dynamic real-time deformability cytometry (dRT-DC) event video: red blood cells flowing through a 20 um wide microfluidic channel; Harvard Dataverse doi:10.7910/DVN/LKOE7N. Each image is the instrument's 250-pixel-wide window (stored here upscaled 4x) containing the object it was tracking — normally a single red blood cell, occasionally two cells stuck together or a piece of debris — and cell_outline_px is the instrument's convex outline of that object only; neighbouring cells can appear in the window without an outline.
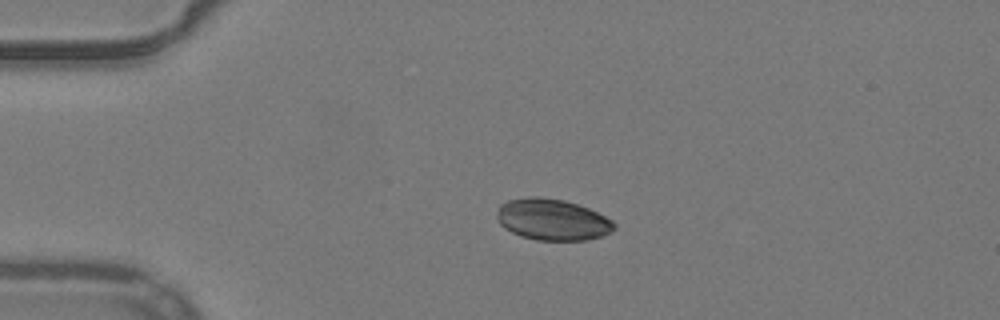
{"species": "common noctule bat (a hibernating species)", "species_latin": "Nyctalus noctula", "temperature_condition": "warm", "stored_images_in_passage": 41, "camera_frame_rate_fps": 3000, "um_per_image_px": 0.085, "animal": {"sex": "male", "body_mass_g": 19.2, "forearm_length_mm": 51.8}, "frame": {"image": 1, "passage_image": 1, "time_ms": 0.0, "image_size_px": [1000, 320], "cell_outline_px": [[616, 228], [612, 232], [588, 240], [536, 240], [520, 236], [504, 228], [500, 224], [496, 216], [496, 212], [500, 204], [508, 200], [528, 196], [536, 196], [564, 200], [588, 208], [612, 220], [616, 224]], "centroid_in_image_um": [46.93, 18.66], "position_along_channel_um": 38.1, "area_um2": 28.38}}
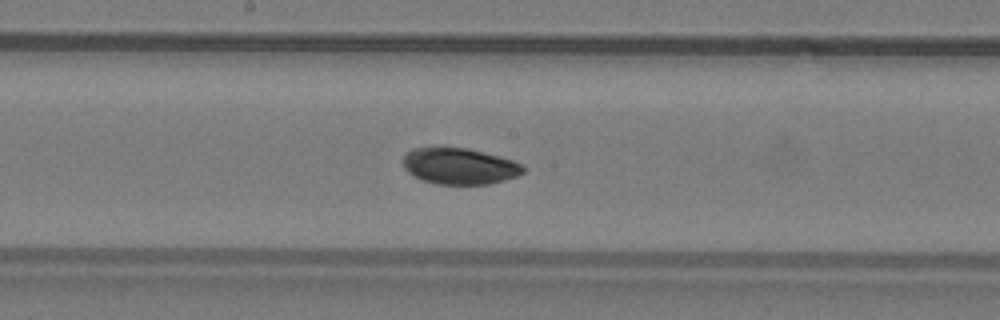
{"frame": {"image": 2, "passage_image": 17, "time_ms": 5.333, "image_size_px": [1000, 320], "cell_outline_px": [[524, 172], [516, 176], [504, 180], [488, 184], [436, 184], [424, 180], [408, 172], [404, 168], [404, 156], [412, 148], [468, 148], [500, 156], [512, 160], [520, 164], [524, 168]], "centroid_in_image_um": [39.07, 14.12], "position_along_channel_um": 209.1, "area_um2": 25.03}}
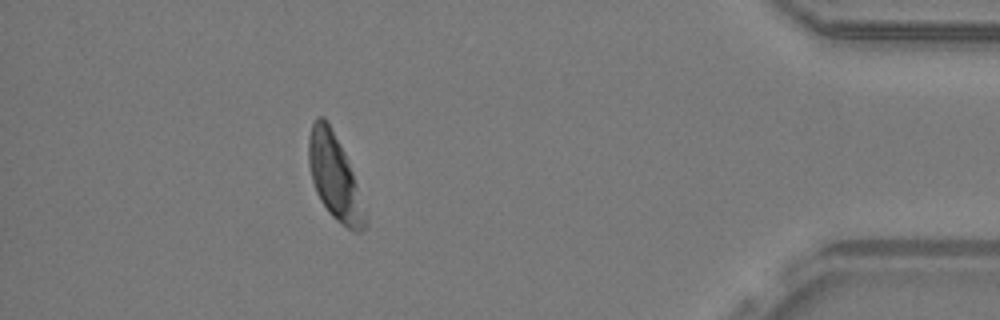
{"frame": {"image": 3, "passage_image": 36, "time_ms": 11.667, "image_size_px": [1000, 320], "cell_outline_px": [[368, 224], [360, 232], [352, 232], [336, 220], [328, 212], [320, 200], [316, 192], [312, 180], [308, 164], [308, 136], [312, 124], [316, 116], [324, 116], [328, 120], [344, 152], [352, 172], [368, 220]], "centroid_in_image_um": [28.42, 15.04], "position_along_channel_um": 406.8, "area_um2": 28.03}, "authors_computed_cell_mechanics": {"area_um2": 26.9348, "velocity_mm_per_s": 3.9189, "shape_relaxation_time_tau1_ms": 1.1257, "shape_relaxation_time_tau2_ms": null, "deformation_change_tau1": 0.0567, "deformation_change_tau2": null}}